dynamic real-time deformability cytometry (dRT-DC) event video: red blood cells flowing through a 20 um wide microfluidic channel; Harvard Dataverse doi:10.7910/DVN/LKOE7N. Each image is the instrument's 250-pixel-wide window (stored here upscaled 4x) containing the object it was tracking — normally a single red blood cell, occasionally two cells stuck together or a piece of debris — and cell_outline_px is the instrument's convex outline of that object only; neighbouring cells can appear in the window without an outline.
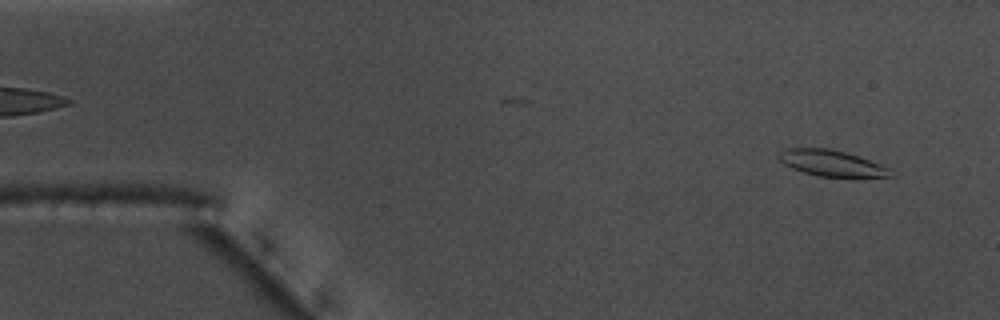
{"species": "common noctule bat (a hibernating species)", "species_latin": "Nyctalus noctula", "temperature_condition": "warm", "stored_images_in_passage": 56, "camera_frame_rate_fps": 3000, "um_per_image_px": 0.085, "animal": {"sex": "male", "body_mass_g": 17.5, "forearm_length_mm": 52.3}, "frame": {"image": 1, "passage_image": 4, "time_ms": 1.0, "image_size_px": [1000, 320], "cell_outline_px": [[892, 176], [856, 180], [852, 180], [820, 176], [804, 172], [792, 168], [784, 164], [776, 156], [780, 152], [788, 148], [828, 148], [844, 152], [880, 164], [888, 168]], "centroid_in_image_um": [70.73, 13.93], "position_along_channel_um": 14.3, "area_um2": 17.46}}
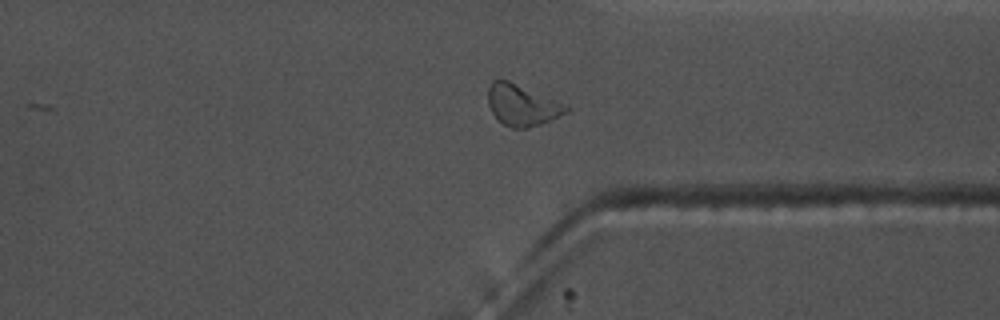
{"frame": {"image": 2, "passage_image": 42, "time_ms": 13.667, "image_size_px": [1000, 320], "cell_outline_px": [[568, 112], [540, 124], [528, 128], [512, 128], [504, 124], [492, 112], [488, 104], [488, 88], [492, 80], [508, 80], [568, 104]], "centroid_in_image_um": [44.39, 8.92], "position_along_channel_um": 367.0, "area_um2": 18.67}}
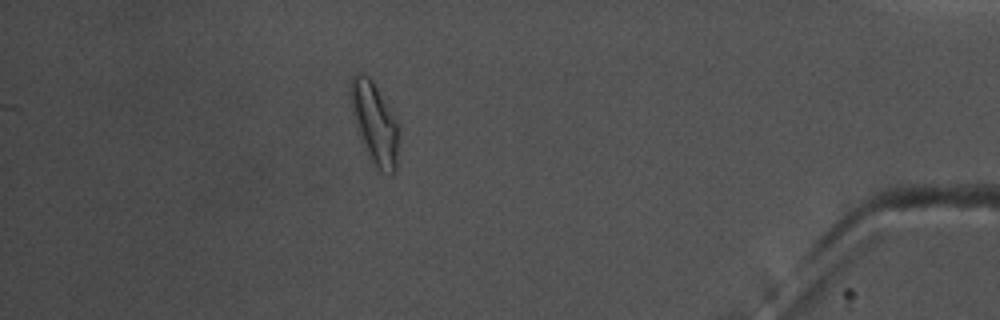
{"frame": {"image": 3, "passage_image": 49, "time_ms": 16.0, "image_size_px": [1000, 320], "cell_outline_px": [[400, 140], [396, 172], [392, 176], [388, 176], [380, 172], [372, 160], [360, 132], [352, 108], [348, 92], [348, 88], [352, 76], [356, 72], [360, 72], [368, 76], [372, 80], [396, 116], [400, 128]], "centroid_in_image_um": [31.92, 10.46], "position_along_channel_um": 403.3, "area_um2": 23.12}, "authors_computed_cell_mechanics": {"area_um2": 17.629, "velocity_mm_per_s": 3.6558, "shape_relaxation_time_tau1_ms": 6.9844, "shape_relaxation_time_tau2_ms": 6.5164, "deformation_change_tau1": 0.1981, "deformation_change_tau2": 0.128}}